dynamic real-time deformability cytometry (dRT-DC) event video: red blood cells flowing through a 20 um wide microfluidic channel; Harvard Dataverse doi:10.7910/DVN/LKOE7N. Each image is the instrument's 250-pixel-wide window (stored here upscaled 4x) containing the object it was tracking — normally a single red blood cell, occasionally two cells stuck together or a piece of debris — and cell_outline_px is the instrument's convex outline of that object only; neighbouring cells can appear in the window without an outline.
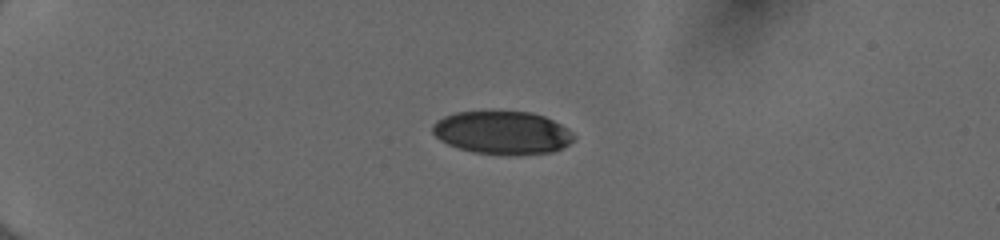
{"species": "human", "species_latin": "Homo sapiens", "temperature_condition": "cold", "stored_images_in_passage": 40, "camera_frame_rate_fps": 3000, "um_per_image_px": 0.085, "donor": {"sex": "female"}, "frame": {"image": 1, "passage_image": 1, "time_ms": 0.0, "image_size_px": [1000, 240], "cell_outline_px": [[576, 136], [568, 144], [552, 152], [520, 156], [508, 156], [472, 152], [448, 144], [440, 140], [432, 132], [432, 124], [436, 120], [444, 116], [456, 112], [532, 112], [544, 116], [568, 128]], "centroid_in_image_um": [42.7, 11.3], "position_along_channel_um": 42.3, "area_um2": 35.72}}
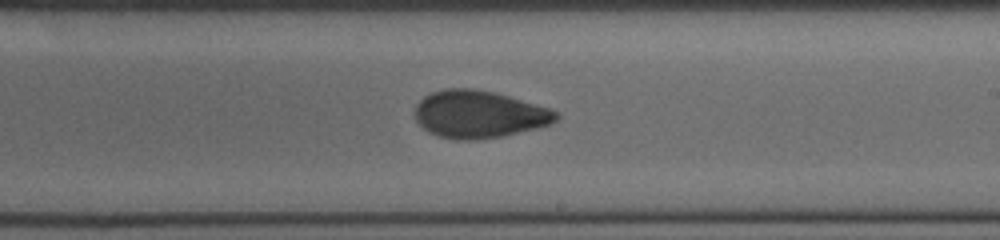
{"frame": {"image": 2, "passage_image": 21, "time_ms": 6.667, "image_size_px": [1000, 240], "cell_outline_px": [[560, 116], [552, 124], [504, 136], [476, 140], [460, 140], [440, 136], [428, 132], [416, 120], [416, 104], [424, 96], [432, 92], [444, 88], [472, 88], [492, 92], [508, 96], [552, 108]], "centroid_in_image_um": [40.74, 9.71], "position_along_channel_um": 248.3, "area_um2": 39.02}}
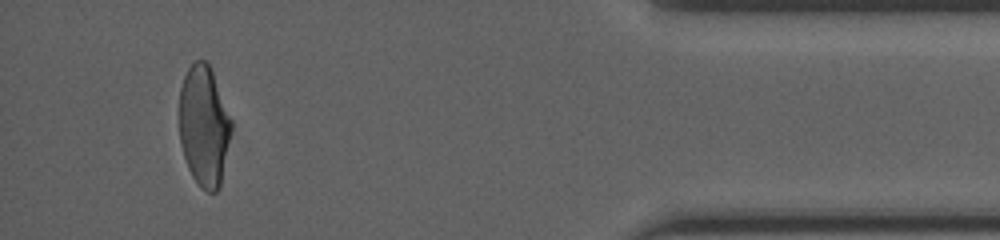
{"frame": {"image": 3, "passage_image": 37, "time_ms": 12.0, "image_size_px": [1000, 240], "cell_outline_px": [[232, 128], [220, 188], [216, 192], [208, 192], [200, 188], [192, 176], [188, 168], [180, 144], [180, 88], [184, 76], [188, 68], [196, 60], [204, 60], [208, 64], [212, 72], [232, 120]], "centroid_in_image_um": [17.34, 10.75], "position_along_channel_um": 417.9, "area_um2": 36.53}, "authors_computed_cell_mechanics": {"area_um2": 38.148, "velocity_mm_per_s": 4.0176, "shape_relaxation_time_tau1_ms": 4.975, "shape_relaxation_time_tau2_ms": 1.4058, "deformation_change_tau1": 0.1675, "deformation_change_tau2": 0.0534}}